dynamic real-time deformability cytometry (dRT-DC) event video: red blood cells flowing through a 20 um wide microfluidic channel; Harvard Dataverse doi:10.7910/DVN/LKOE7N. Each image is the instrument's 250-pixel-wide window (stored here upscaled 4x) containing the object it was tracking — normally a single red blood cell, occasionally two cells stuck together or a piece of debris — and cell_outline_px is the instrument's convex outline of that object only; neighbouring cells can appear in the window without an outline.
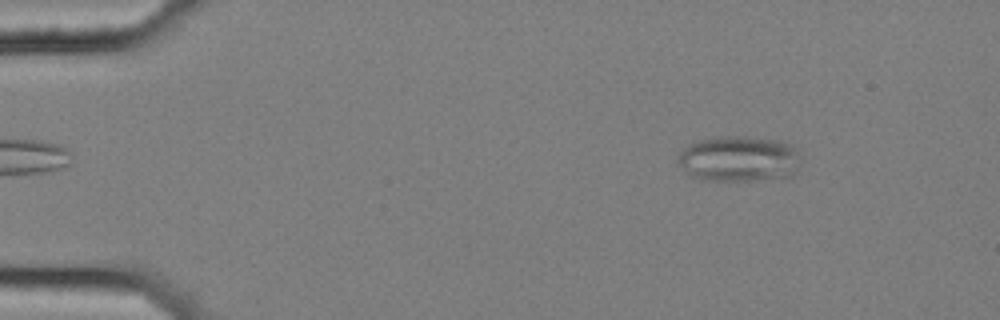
{"species": "common noctule bat (a hibernating species)", "species_latin": "Nyctalus noctula", "temperature_condition": "cold", "stored_images_in_passage": 55, "camera_frame_rate_fps": 3000, "um_per_image_px": 0.085, "animal": {"sex": "female", "body_mass_g": 25.1}, "frame": {"image": 1, "passage_image": 7, "time_ms": 2.0, "image_size_px": [1000, 320], "cell_outline_px": [[800, 172], [792, 176], [748, 180], [700, 180], [692, 176], [676, 160], [680, 152], [688, 144], [700, 140], [716, 136], [744, 136], [780, 140], [796, 148]], "centroid_in_image_um": [62.82, 13.49], "position_along_channel_um": 22.2, "area_um2": 32.77}}
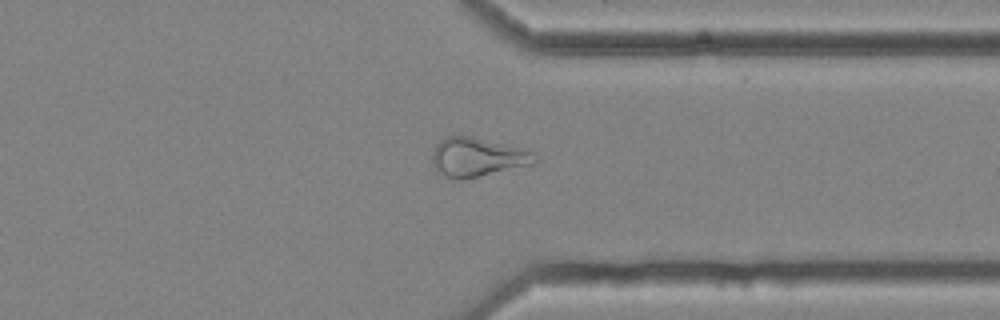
{"frame": {"image": 2, "passage_image": 43, "time_ms": 14.0, "image_size_px": [1000, 320], "cell_outline_px": [[540, 156], [536, 164], [460, 180], [456, 180], [440, 172], [432, 164], [432, 152], [436, 144], [440, 140], [448, 136], [472, 136], [524, 148], [536, 152]], "centroid_in_image_um": [40.66, 13.35], "position_along_channel_um": 370.7, "area_um2": 23.58}}
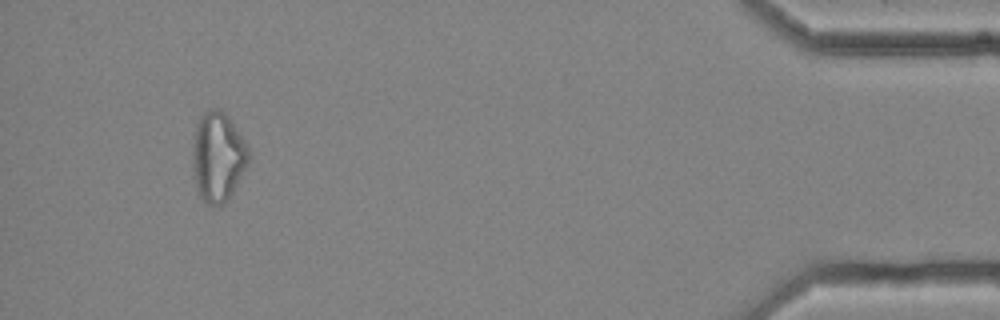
{"frame": {"image": 3, "passage_image": 52, "time_ms": 17.0, "image_size_px": [1000, 320], "cell_outline_px": [[248, 160], [232, 192], [224, 204], [208, 204], [196, 192], [192, 168], [192, 144], [196, 124], [200, 116], [208, 108], [216, 108], [224, 112], [228, 116], [244, 140], [248, 148]], "centroid_in_image_um": [18.46, 13.3], "position_along_channel_um": 416.7, "area_um2": 29.07}, "authors_computed_cell_mechanics": {"area_um2": 26.1256, "velocity_mm_per_s": 3.6402, "shape_relaxation_time_tau1_ms": null, "shape_relaxation_time_tau2_ms": 3.5248, "deformation_change_tau1": null, "deformation_change_tau2": 0.1193}}